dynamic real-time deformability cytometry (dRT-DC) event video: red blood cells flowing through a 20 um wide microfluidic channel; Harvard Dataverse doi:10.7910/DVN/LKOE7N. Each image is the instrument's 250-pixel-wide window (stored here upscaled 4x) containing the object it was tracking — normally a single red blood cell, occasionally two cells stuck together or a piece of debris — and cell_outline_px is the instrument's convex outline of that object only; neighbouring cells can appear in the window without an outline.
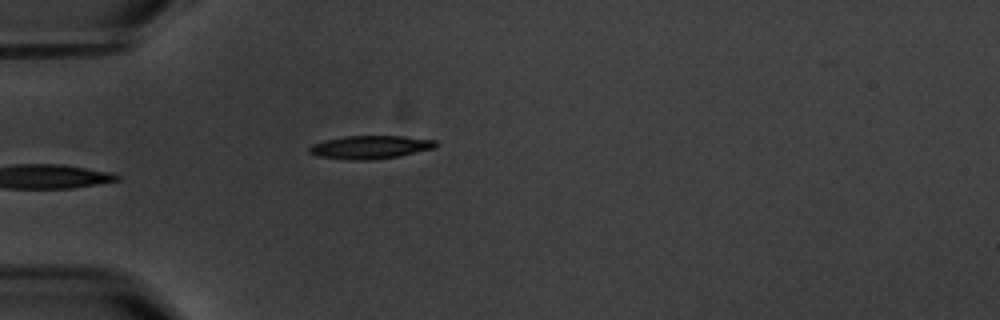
{"species": "common noctule bat (a hibernating species)", "species_latin": "Nyctalus noctula", "temperature_condition": "warm", "stored_images_in_passage": 5, "camera_frame_rate_fps": 3000, "um_per_image_px": 0.085, "animal": {"sex": "male", "body_mass_g": 20.1, "forearm_length_mm": 53.5}, "frame": {"image": 1, "passage_image": 5, "time_ms": 5.333, "image_size_px": [1000, 320], "cell_outline_px": [[440, 144], [436, 148], [396, 156], [368, 160], [352, 160], [320, 156], [308, 152], [308, 148], [312, 144], [324, 140], [344, 136], [404, 136], [436, 140]], "centroid_in_image_um": [31.5, 12.49], "position_along_channel_um": 53.5, "area_um2": 17.05}}